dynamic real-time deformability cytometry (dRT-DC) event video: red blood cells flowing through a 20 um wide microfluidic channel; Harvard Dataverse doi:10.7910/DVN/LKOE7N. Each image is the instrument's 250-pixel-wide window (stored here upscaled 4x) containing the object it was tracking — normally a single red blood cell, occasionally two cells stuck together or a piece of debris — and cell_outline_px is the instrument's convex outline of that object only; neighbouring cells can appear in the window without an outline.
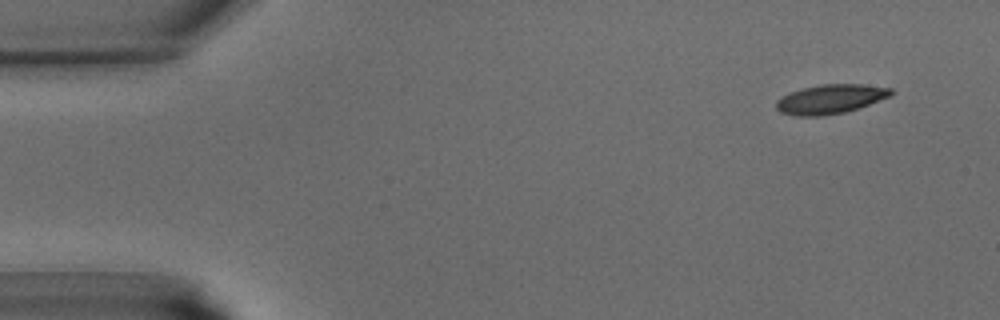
{"species": "common noctule bat (a hibernating species)", "species_latin": "Nyctalus noctula", "temperature_condition": "warm", "stored_images_in_passage": 38, "camera_frame_rate_fps": 3000, "um_per_image_px": 0.085, "animal": {"sex": "male", "body_mass_g": 15.6}, "frame": {"image": 1, "passage_image": 1, "time_ms": 0.0, "image_size_px": [1000, 320], "cell_outline_px": [[896, 92], [892, 96], [844, 112], [820, 116], [796, 116], [780, 112], [776, 108], [776, 100], [780, 96], [788, 92], [820, 84], [860, 84], [892, 88]], "centroid_in_image_um": [70.57, 8.41], "position_along_channel_um": 14.4, "area_um2": 19.65}}
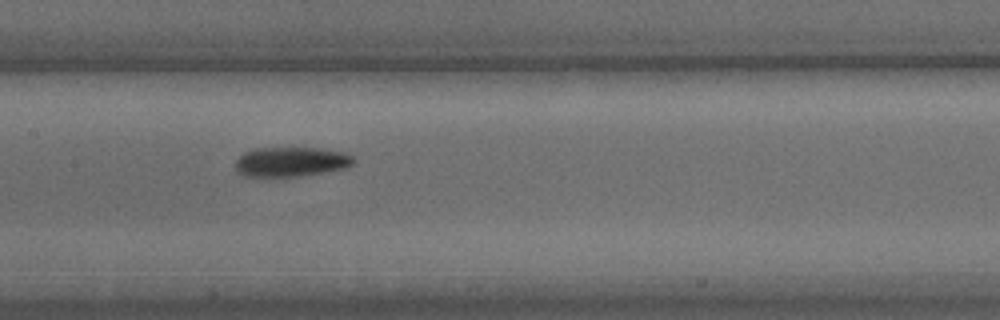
{"frame": {"image": 2, "passage_image": 18, "time_ms": 5.667, "image_size_px": [1000, 320], "cell_outline_px": [[356, 160], [348, 168], [300, 176], [244, 176], [236, 172], [236, 160], [244, 152], [256, 148], [320, 148], [344, 152], [352, 156]], "centroid_in_image_um": [24.76, 13.75], "position_along_channel_um": 182.6, "area_um2": 20.46}}
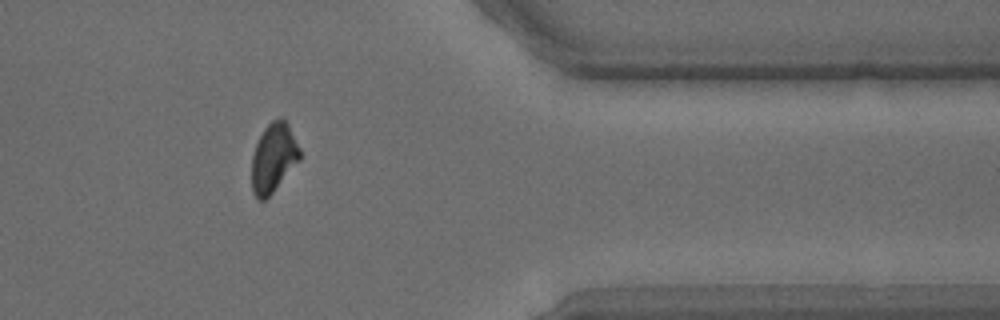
{"frame": {"image": 3, "passage_image": 32, "time_ms": 10.333, "image_size_px": [1000, 320], "cell_outline_px": [[300, 160], [272, 192], [264, 200], [256, 200], [252, 192], [252, 156], [256, 144], [264, 128], [272, 120], [280, 116], [288, 124], [300, 148]], "centroid_in_image_um": [23.24, 13.41], "position_along_channel_um": 388.2, "area_um2": 19.25}}